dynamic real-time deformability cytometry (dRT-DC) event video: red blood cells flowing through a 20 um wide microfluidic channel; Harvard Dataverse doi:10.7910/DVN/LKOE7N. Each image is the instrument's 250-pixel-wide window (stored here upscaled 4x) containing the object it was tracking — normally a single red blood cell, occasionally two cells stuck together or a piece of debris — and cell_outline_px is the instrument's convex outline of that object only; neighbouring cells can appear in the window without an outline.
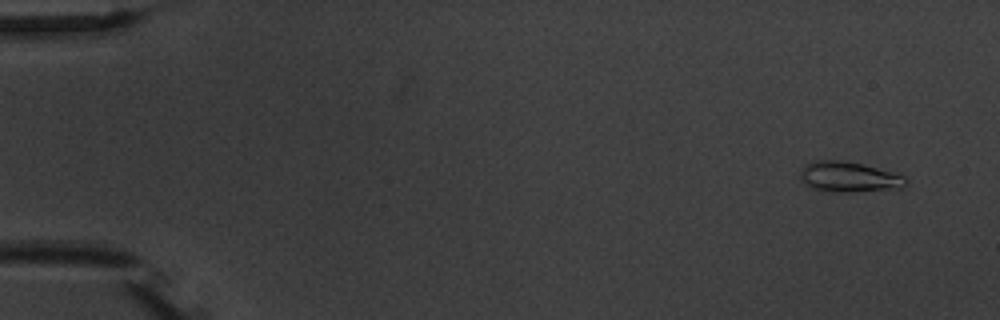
{"species": "common noctule bat (a hibernating species)", "species_latin": "Nyctalus noctula", "temperature_condition": "warm", "stored_images_in_passage": 7, "camera_frame_rate_fps": 3000, "um_per_image_px": 0.085, "animal": {"sex": "male", "body_mass_g": 20.1, "forearm_length_mm": 53.5}, "frame": {"image": 1, "passage_image": 1, "time_ms": 0.0, "image_size_px": [1000, 320], "cell_outline_px": [[908, 184], [900, 188], [848, 192], [832, 192], [812, 188], [800, 180], [800, 172], [808, 164], [816, 160], [844, 160], [896, 172], [904, 176], [908, 180]], "centroid_in_image_um": [72.2, 15.04], "position_along_channel_um": 12.8, "area_um2": 18.73}}
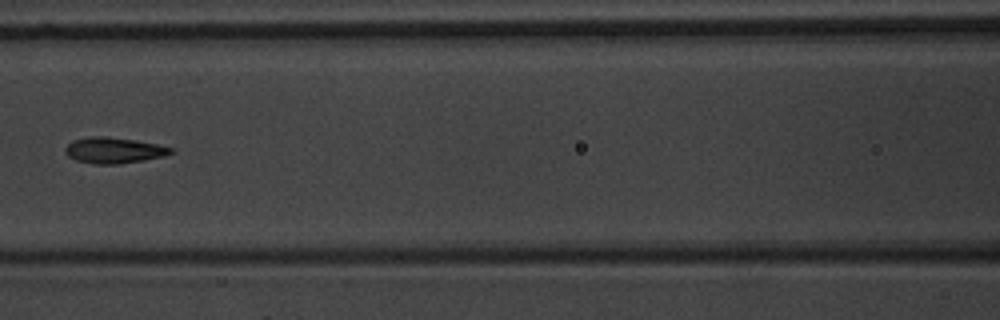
{"frame": {"image": 2, "passage_image": 6, "time_ms": 7.333, "image_size_px": [1000, 320], "cell_outline_px": [[172, 152], [164, 156], [144, 160], [120, 164], [92, 164], [76, 160], [68, 156], [64, 152], [64, 148], [72, 140], [88, 136], [108, 136], [156, 144], [172, 148]], "centroid_in_image_um": [9.61, 12.78], "position_along_channel_um": 157.0, "area_um2": 15.95}}
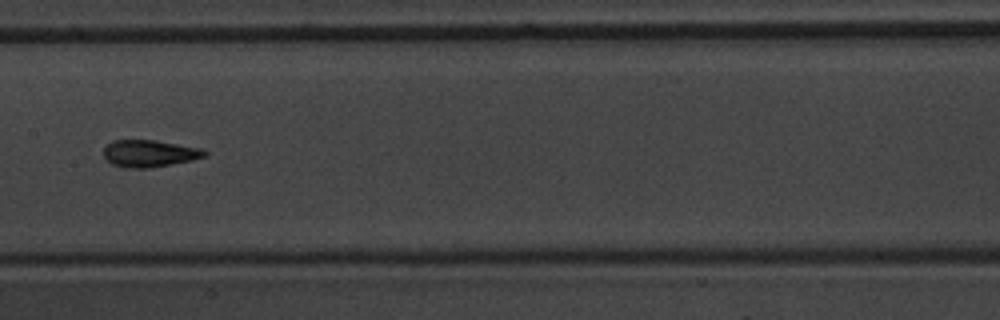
{"frame": {"image": 3, "passage_image": 7, "time_ms": 8.333, "image_size_px": [1000, 320], "cell_outline_px": [[208, 152], [204, 156], [192, 160], [148, 168], [124, 168], [112, 164], [104, 156], [104, 148], [112, 140], [156, 140], [204, 148]], "centroid_in_image_um": [12.72, 13.03], "position_along_channel_um": 194.7, "area_um2": 15.95}}